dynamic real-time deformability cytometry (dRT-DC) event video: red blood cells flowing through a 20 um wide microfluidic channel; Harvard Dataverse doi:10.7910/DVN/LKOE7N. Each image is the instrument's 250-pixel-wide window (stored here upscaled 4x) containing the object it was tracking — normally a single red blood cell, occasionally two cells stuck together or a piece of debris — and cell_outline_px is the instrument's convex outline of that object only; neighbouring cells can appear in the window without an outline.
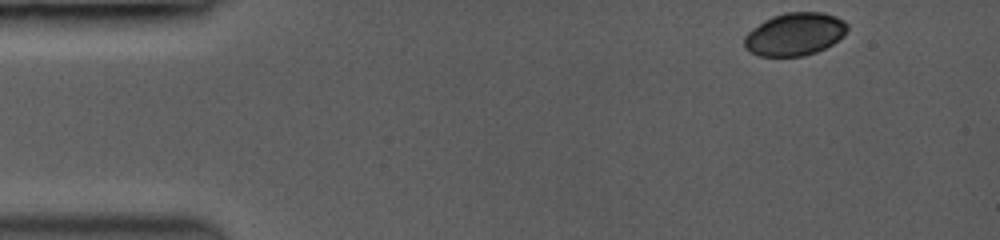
{"species": "common noctule bat (a hibernating species)", "species_latin": "Nyctalus noctula", "temperature_condition": "room temperature", "stored_images_in_passage": 53, "camera_frame_rate_fps": 3500, "um_per_image_px": 0.085, "animal": {"sex": "female", "body_mass_g": 19.0, "forearm_length_mm": 53.3}, "frame": {"image": 1, "passage_image": 1, "time_ms": 0.0, "image_size_px": [1000, 240], "cell_outline_px": [[848, 28], [832, 44], [816, 52], [800, 56], [760, 56], [752, 52], [744, 44], [744, 36], [748, 32], [764, 20], [788, 12], [820, 12], [844, 20], [848, 24]], "centroid_in_image_um": [67.54, 2.9], "position_along_channel_um": 17.5, "area_um2": 25.09}}
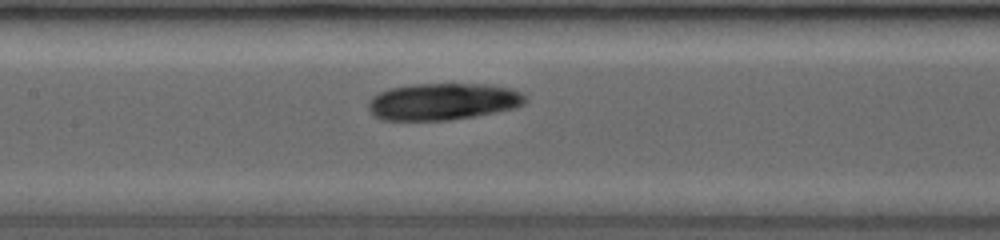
{"frame": {"image": 2, "passage_image": 22, "time_ms": 6.286, "image_size_px": [1000, 240], "cell_outline_px": [[524, 104], [512, 108], [472, 116], [448, 120], [384, 120], [376, 116], [368, 108], [368, 104], [380, 92], [388, 88], [412, 84], [488, 84], [508, 88], [520, 92], [524, 96]], "centroid_in_image_um": [37.62, 8.62], "position_along_channel_um": 169.8, "area_um2": 33.12}}
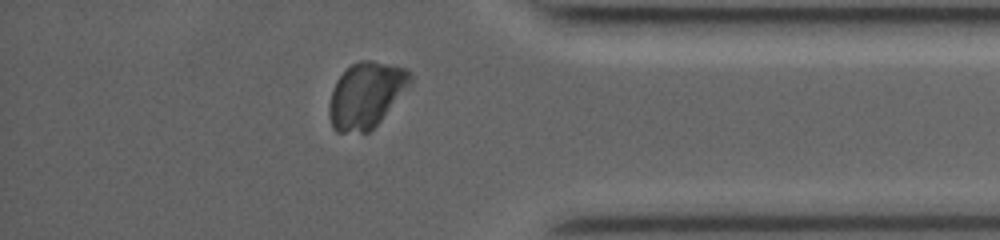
{"frame": {"image": 3, "passage_image": 45, "time_ms": 12.286, "image_size_px": [1000, 240], "cell_outline_px": [[412, 88], [368, 132], [336, 132], [332, 128], [328, 116], [328, 104], [336, 80], [352, 64], [360, 60], [372, 60], [408, 68], [412, 76]], "centroid_in_image_um": [31.16, 8.07], "position_along_channel_um": 404.0, "area_um2": 31.62}}